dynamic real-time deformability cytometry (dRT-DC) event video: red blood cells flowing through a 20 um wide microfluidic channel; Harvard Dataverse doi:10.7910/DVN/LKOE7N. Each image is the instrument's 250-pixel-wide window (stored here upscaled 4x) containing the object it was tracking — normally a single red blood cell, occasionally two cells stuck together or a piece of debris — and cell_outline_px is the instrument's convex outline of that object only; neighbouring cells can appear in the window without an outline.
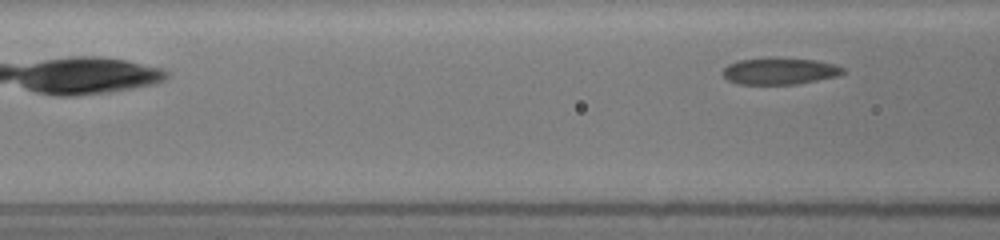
{"species": "common noctule bat (a hibernating species)", "species_latin": "Nyctalus noctula", "temperature_condition": "room temperature", "stored_images_in_passage": 5, "camera_frame_rate_fps": 3000, "um_per_image_px": 0.085, "animal": {"sex": "female", "body_mass_g": 19.5, "forearm_length_mm": 54.1}, "frame": {"image": 1, "passage_image": 5, "time_ms": 2.667, "image_size_px": [1000, 240], "cell_outline_px": [[844, 72], [840, 76], [796, 84], [736, 84], [728, 80], [720, 72], [728, 64], [736, 60], [768, 56], [780, 56], [816, 60], [832, 64], [844, 68]], "centroid_in_image_um": [66.23, 6.01], "position_along_channel_um": 100.4, "area_um2": 19.36}}